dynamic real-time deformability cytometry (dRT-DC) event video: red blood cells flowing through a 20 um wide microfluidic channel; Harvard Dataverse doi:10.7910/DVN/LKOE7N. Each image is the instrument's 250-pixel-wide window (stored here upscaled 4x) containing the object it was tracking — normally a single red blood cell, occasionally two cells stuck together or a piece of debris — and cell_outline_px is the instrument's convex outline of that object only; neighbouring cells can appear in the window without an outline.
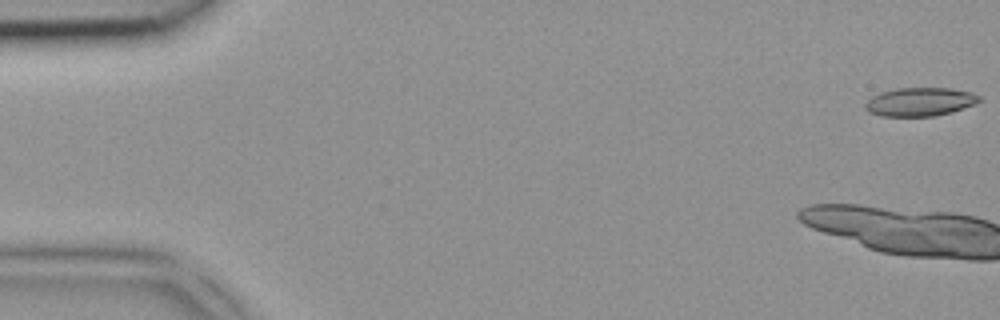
{"species": "common noctule bat (a hibernating species)", "species_latin": "Nyctalus noctula", "temperature_condition": "room temperature", "stored_images_in_passage": 5, "camera_frame_rate_fps": 3000, "um_per_image_px": 0.085, "animal": {"sex": "female", "body_mass_g": 18.4}, "frame": {"image": 1, "passage_image": 1, "time_ms": 0.0, "image_size_px": [1000, 320], "cell_outline_px": [[980, 100], [976, 104], [952, 112], [936, 116], [880, 116], [868, 112], [864, 108], [864, 104], [872, 96], [880, 92], [896, 88], [952, 88], [972, 92], [980, 96]], "centroid_in_image_um": [78.19, 8.65], "position_along_channel_um": 6.8, "area_um2": 19.19}}